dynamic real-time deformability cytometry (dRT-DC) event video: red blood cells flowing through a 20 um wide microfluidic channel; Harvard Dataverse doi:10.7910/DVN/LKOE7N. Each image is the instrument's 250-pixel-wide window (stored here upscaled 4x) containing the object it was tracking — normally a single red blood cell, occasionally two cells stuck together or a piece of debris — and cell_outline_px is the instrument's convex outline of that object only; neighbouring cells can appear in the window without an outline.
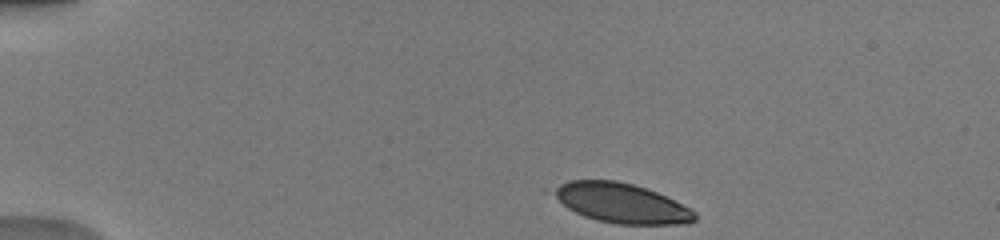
{"species": "human", "species_latin": "Homo sapiens", "temperature_condition": "warm", "stored_images_in_passage": 7, "camera_frame_rate_fps": 3000, "um_per_image_px": 0.085, "donor": {"sex": "male"}, "frame": {"image": 1, "passage_image": 1, "time_ms": 0.0, "image_size_px": [1000, 240], "cell_outline_px": [[696, 220], [688, 224], [616, 224], [596, 220], [584, 216], [568, 208], [544, 192], [544, 188], [568, 180], [616, 180], [632, 184], [656, 192], [692, 208], [696, 212]], "centroid_in_image_um": [52.7, 17.24], "position_along_channel_um": 32.3, "area_um2": 33.47}}
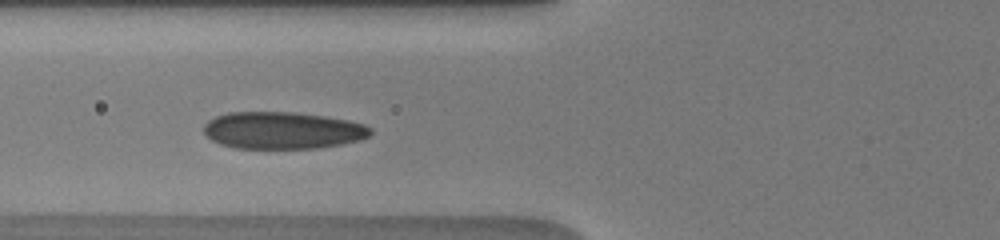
{"frame": {"image": 2, "passage_image": 6, "time_ms": 3.667, "image_size_px": [1000, 240], "cell_outline_px": [[372, 132], [368, 136], [360, 140], [340, 144], [316, 148], [236, 148], [220, 144], [204, 136], [204, 124], [208, 120], [216, 116], [228, 112], [292, 112], [324, 116], [348, 120], [364, 124], [372, 128]], "centroid_in_image_um": [23.99, 11.08], "position_along_channel_um": 101.8, "area_um2": 36.07}}